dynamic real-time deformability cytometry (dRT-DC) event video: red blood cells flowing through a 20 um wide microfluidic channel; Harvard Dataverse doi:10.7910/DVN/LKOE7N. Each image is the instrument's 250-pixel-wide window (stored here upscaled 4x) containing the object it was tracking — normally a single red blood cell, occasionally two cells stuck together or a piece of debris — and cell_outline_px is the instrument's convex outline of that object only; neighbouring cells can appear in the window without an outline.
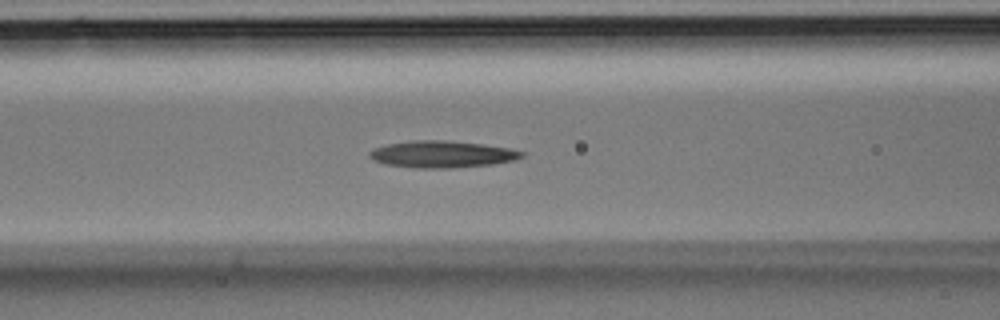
{"species": "Egyptian fruit bat (a non-hibernating species)", "species_latin": "Rousettus aegyptiacus", "temperature_condition": "room temperature", "stored_images_in_passage": 31, "camera_frame_rate_fps": 3000, "um_per_image_px": 0.085, "animal": {"sex": "male"}, "frame": {"image": 1, "passage_image": 9, "time_ms": 2.667, "image_size_px": [1000, 320], "cell_outline_px": [[524, 156], [516, 160], [492, 164], [452, 168], [416, 168], [384, 164], [368, 156], [368, 152], [372, 148], [388, 144], [412, 140], [448, 140], [484, 144], [508, 148], [524, 152]], "centroid_in_image_um": [37.57, 13.1], "position_along_channel_um": 129.0, "area_um2": 23.93}}
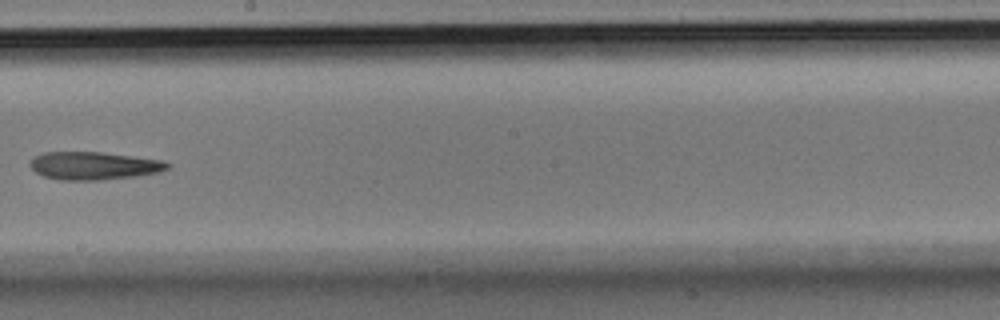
{"frame": {"image": 2, "passage_image": 15, "time_ms": 4.667, "image_size_px": [1000, 320], "cell_outline_px": [[172, 164], [168, 168], [156, 172], [136, 176], [100, 180], [60, 180], [44, 176], [36, 172], [28, 164], [32, 156], [44, 152], [100, 152], [164, 160]], "centroid_in_image_um": [7.94, 14.08], "position_along_channel_um": 240.3, "area_um2": 22.37}}
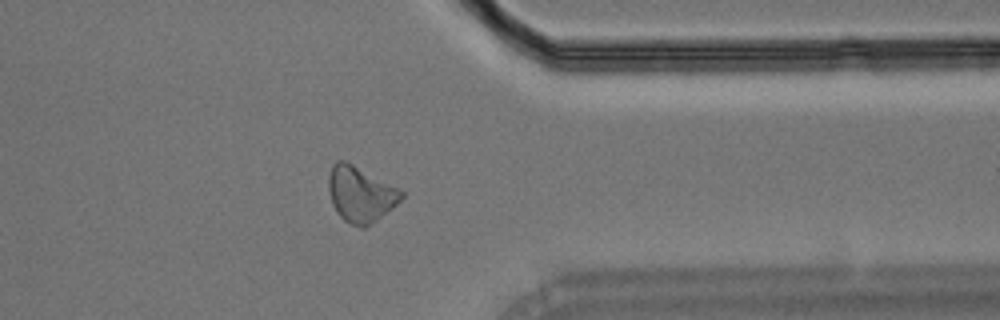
{"frame": {"image": 3, "passage_image": 23, "time_ms": 7.333, "image_size_px": [1000, 320], "cell_outline_px": [[404, 196], [392, 208], [372, 224], [364, 228], [360, 228], [344, 220], [336, 212], [332, 204], [328, 188], [328, 176], [332, 164], [336, 160], [344, 160], [400, 188], [404, 192]], "centroid_in_image_um": [30.63, 16.51], "position_along_channel_um": 380.8, "area_um2": 23.7}}